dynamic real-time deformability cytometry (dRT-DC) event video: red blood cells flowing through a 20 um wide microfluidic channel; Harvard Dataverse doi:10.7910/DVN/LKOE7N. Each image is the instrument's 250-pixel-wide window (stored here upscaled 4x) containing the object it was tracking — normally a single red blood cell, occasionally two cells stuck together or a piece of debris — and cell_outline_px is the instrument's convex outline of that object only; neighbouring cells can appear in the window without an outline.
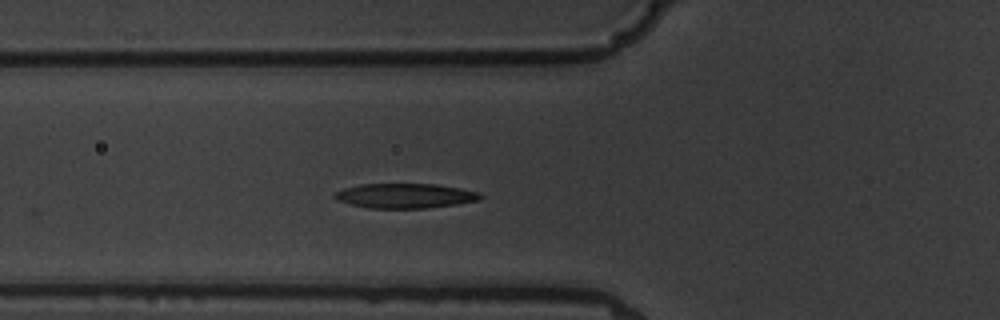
{"species": "common noctule bat (a hibernating species)", "species_latin": "Nyctalus noctula", "temperature_condition": "warm", "stored_images_in_passage": 3, "camera_frame_rate_fps": 3000, "um_per_image_px": 0.085, "animal": {"sex": "male", "body_mass_g": 19.5, "forearm_length_mm": 54.6}, "frame": {"image": 1, "passage_image": 3, "time_ms": 3.0, "image_size_px": [1000, 320], "cell_outline_px": [[484, 196], [480, 200], [456, 204], [428, 208], [368, 208], [352, 204], [340, 200], [332, 196], [336, 192], [344, 188], [360, 184], [436, 184], [460, 188], [480, 192]], "centroid_in_image_um": [34.49, 16.64], "position_along_channel_um": 91.3, "area_um2": 20.92}}